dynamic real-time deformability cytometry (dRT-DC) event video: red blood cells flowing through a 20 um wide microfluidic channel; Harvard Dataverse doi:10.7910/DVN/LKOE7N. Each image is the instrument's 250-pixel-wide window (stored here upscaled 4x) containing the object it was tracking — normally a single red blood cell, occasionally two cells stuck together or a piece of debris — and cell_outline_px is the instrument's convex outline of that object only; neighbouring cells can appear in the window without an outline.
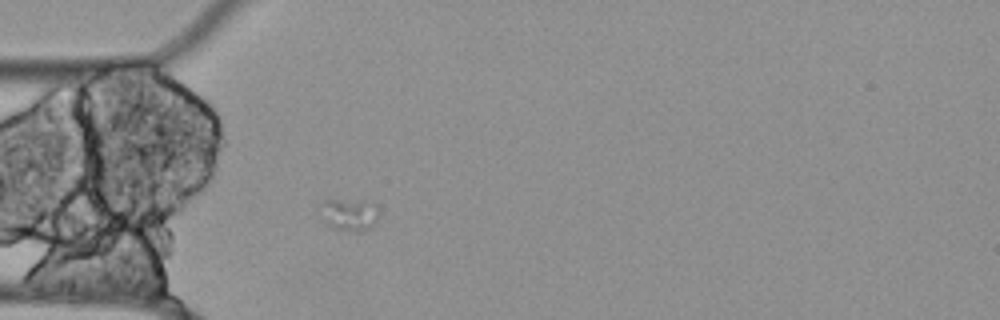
{"species": "Egyptian fruit bat (a non-hibernating species)", "species_latin": "Rousettus aegyptiacus", "temperature_condition": "cold", "stored_images_in_passage": 5, "camera_frame_rate_fps": 3000, "um_per_image_px": 0.085, "animal": {"sex": "female"}, "frame": {"image": 1, "passage_image": 4, "time_ms": 1.0, "image_size_px": [1000, 320], "cell_outline_px": [[376, 220], [372, 228], [360, 232], [356, 232], [332, 228], [316, 204], [328, 196], [332, 196], [368, 200], [376, 204]], "centroid_in_image_um": [29.63, 18.13], "position_along_channel_um": 55.4, "area_um2": 11.79}}